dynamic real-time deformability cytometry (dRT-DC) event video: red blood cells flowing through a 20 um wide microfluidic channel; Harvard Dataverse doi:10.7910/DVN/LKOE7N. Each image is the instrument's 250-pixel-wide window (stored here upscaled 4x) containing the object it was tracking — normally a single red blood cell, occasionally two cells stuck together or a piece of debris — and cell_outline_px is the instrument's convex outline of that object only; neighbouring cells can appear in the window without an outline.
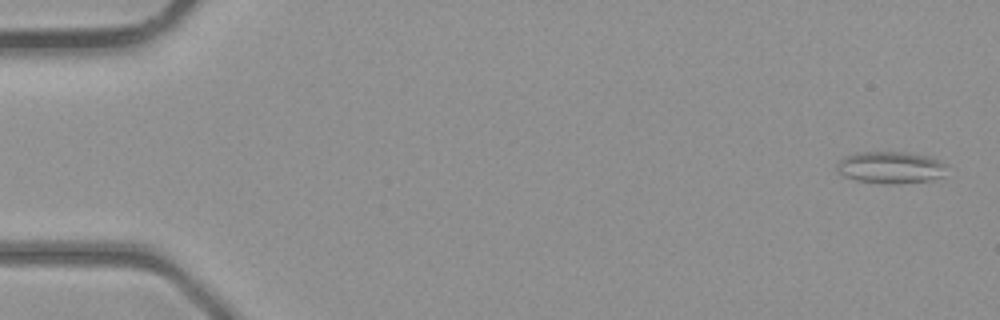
{"species": "common noctule bat (a hibernating species)", "species_latin": "Nyctalus noctula", "temperature_condition": "room temperature", "stored_images_in_passage": 4, "camera_frame_rate_fps": 3000, "um_per_image_px": 0.085, "animal": {"sex": "male", "body_mass_g": 23.1, "forearm_length_mm": 52.7}, "frame": {"image": 1, "passage_image": 1, "time_ms": 0.0, "image_size_px": [1000, 320], "cell_outline_px": [[948, 164], [944, 176], [936, 180], [896, 184], [888, 184], [856, 180], [844, 176], [836, 168], [836, 164], [844, 156], [860, 152], [900, 152], [928, 156]], "centroid_in_image_um": [75.75, 14.25], "position_along_channel_um": 9.3, "area_um2": 20.63}}
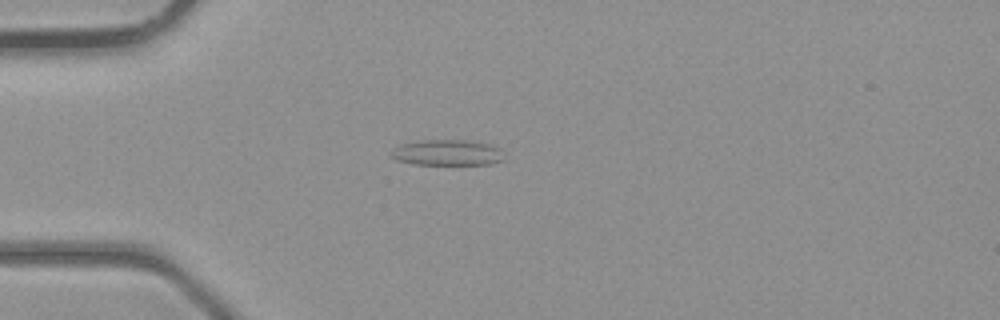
{"frame": {"image": 2, "passage_image": 3, "time_ms": 3.333, "image_size_px": [1000, 320], "cell_outline_px": [[504, 160], [492, 164], [412, 164], [396, 160], [388, 156], [388, 152], [392, 148], [404, 144], [420, 140], [464, 140], [488, 144], [500, 148]], "centroid_in_image_um": [37.96, 12.98], "position_along_channel_um": 47.0, "area_um2": 17.05}}
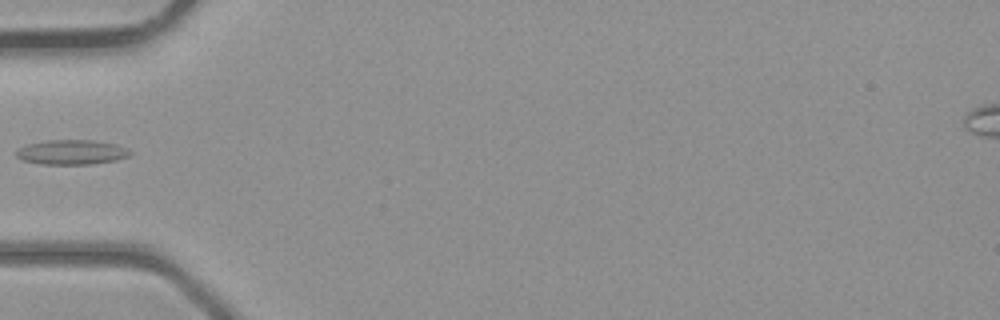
{"frame": {"image": 3, "passage_image": 4, "time_ms": 4.333, "image_size_px": [1000, 320], "cell_outline_px": [[132, 152], [128, 156], [116, 160], [92, 164], [40, 164], [20, 160], [16, 156], [16, 148], [28, 144], [48, 140], [92, 140], [116, 144]], "centroid_in_image_um": [6.03, 12.94], "position_along_channel_um": 79.0, "area_um2": 16.42}}